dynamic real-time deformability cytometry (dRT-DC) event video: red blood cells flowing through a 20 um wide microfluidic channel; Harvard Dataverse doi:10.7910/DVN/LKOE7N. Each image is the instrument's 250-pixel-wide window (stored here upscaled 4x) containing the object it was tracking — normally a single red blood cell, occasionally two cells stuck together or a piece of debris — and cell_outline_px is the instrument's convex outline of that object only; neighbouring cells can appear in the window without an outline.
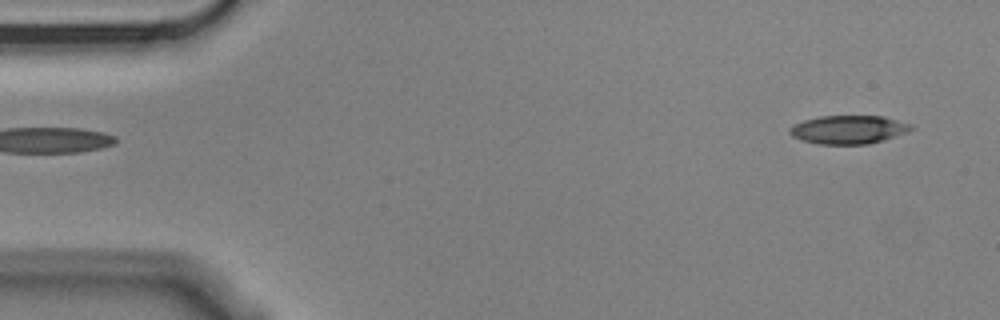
{"species": "Egyptian fruit bat (a non-hibernating species)", "species_latin": "Rousettus aegyptiacus", "temperature_condition": "cold", "stored_images_in_passage": 5, "segment_of_instrument_passage": [2, 2], "camera_frame_rate_fps": 3000, "um_per_image_px": 0.085, "animal": {"sex": "male"}, "frame": {"image": 1, "passage_image": 5, "time_ms": 1.333, "image_size_px": [1000, 320], "cell_outline_px": [[912, 128], [908, 132], [884, 140], [868, 144], [820, 144], [804, 140], [792, 136], [788, 132], [788, 128], [804, 120], [820, 116], [884, 116], [912, 124]], "centroid_in_image_um": [72.14, 11.01], "position_along_channel_um": 12.9, "area_um2": 20.06}}